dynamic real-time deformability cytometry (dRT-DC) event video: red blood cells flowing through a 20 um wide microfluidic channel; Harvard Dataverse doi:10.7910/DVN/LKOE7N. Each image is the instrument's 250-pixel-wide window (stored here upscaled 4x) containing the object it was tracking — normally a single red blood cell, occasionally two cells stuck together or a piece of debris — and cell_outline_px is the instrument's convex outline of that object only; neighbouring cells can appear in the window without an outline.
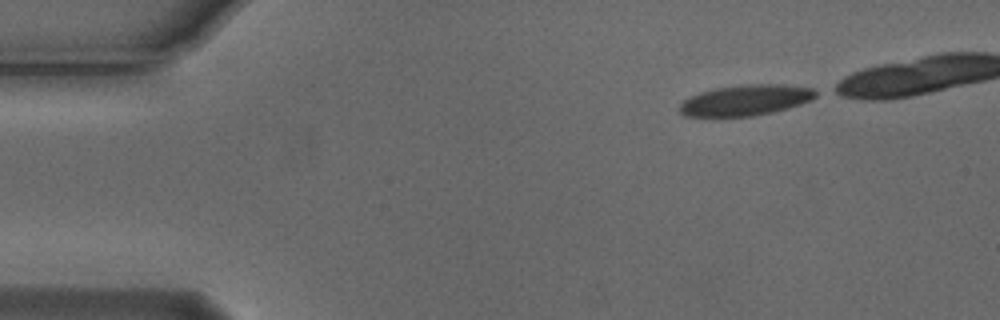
{"species": "Egyptian fruit bat (a non-hibernating species)", "species_latin": "Rousettus aegyptiacus", "temperature_condition": "cold", "stored_images_in_passage": 39, "camera_frame_rate_fps": 3000, "um_per_image_px": 0.085, "animal": {"sex": "male"}, "frame": {"image": 1, "passage_image": 1, "time_ms": 0.0, "image_size_px": [1000, 320], "cell_outline_px": [[820, 92], [816, 96], [800, 104], [788, 108], [772, 112], [752, 116], [716, 120], [684, 116], [680, 112], [680, 104], [684, 100], [700, 92], [716, 88], [744, 84], [780, 84], [812, 88]], "centroid_in_image_um": [63.3, 8.56], "position_along_channel_um": 21.7, "area_um2": 25.14}}
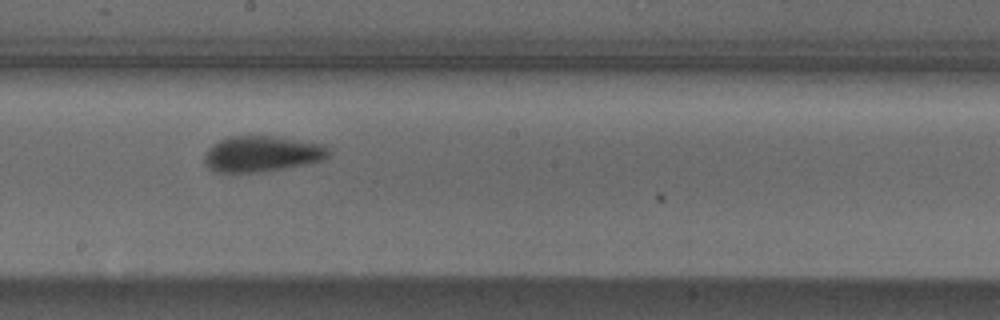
{"frame": {"image": 2, "passage_image": 24, "time_ms": 7.667, "image_size_px": [1000, 320], "cell_outline_px": [[332, 152], [324, 160], [284, 168], [256, 172], [212, 172], [204, 164], [204, 152], [212, 144], [228, 136], [276, 136], [324, 144]], "centroid_in_image_um": [22.24, 13.07], "position_along_channel_um": 226.0, "area_um2": 26.18}}
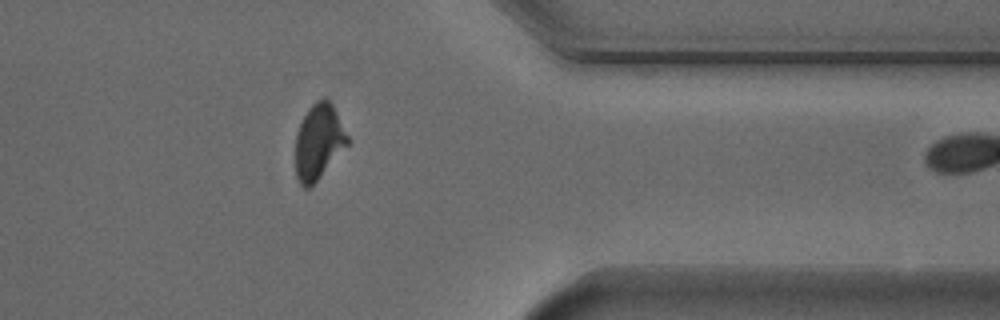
{"frame": {"image": 3, "passage_image": 38, "time_ms": 12.333, "image_size_px": [1000, 320], "cell_outline_px": [[348, 144], [316, 180], [308, 188], [304, 188], [300, 184], [296, 176], [296, 136], [300, 124], [308, 108], [316, 100], [324, 96], [332, 104], [348, 136]], "centroid_in_image_um": [27.07, 12.01], "position_along_channel_um": 384.3, "area_um2": 22.31}}